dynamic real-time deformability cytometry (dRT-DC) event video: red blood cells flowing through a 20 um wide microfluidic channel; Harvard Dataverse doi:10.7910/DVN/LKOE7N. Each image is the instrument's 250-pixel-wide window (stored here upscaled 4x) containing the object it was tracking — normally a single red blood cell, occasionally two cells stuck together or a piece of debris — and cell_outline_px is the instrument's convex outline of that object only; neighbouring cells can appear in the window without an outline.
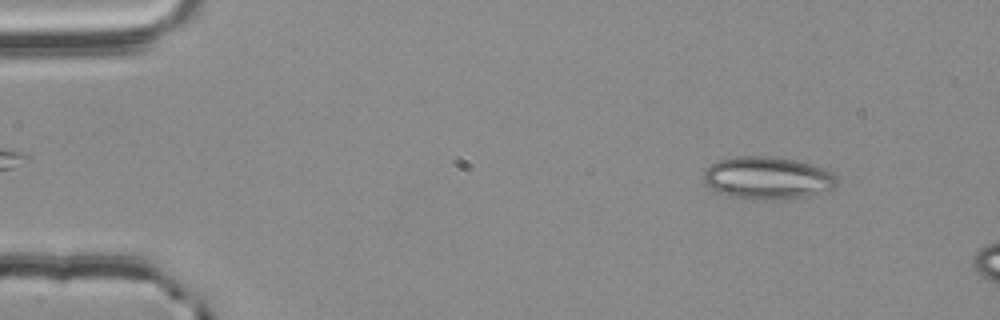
{"species": "common noctule bat (a hibernating species)", "species_latin": "Nyctalus noctula", "temperature_condition": "room temperature", "stored_images_in_passage": 13, "camera_frame_rate_fps": 3000, "um_per_image_px": 0.085, "animal": {"sex": "male", "body_mass_g": 20.4}, "frame": {"image": 1, "passage_image": 6, "time_ms": 1.667, "image_size_px": [1000, 320], "cell_outline_px": [[836, 184], [832, 188], [804, 196], [788, 200], [752, 200], [724, 196], [704, 184], [704, 172], [712, 164], [720, 160], [740, 156], [768, 156], [792, 160], [824, 168], [836, 172]], "centroid_in_image_um": [65.21, 15.16], "position_along_channel_um": 19.8, "area_um2": 33.12}}